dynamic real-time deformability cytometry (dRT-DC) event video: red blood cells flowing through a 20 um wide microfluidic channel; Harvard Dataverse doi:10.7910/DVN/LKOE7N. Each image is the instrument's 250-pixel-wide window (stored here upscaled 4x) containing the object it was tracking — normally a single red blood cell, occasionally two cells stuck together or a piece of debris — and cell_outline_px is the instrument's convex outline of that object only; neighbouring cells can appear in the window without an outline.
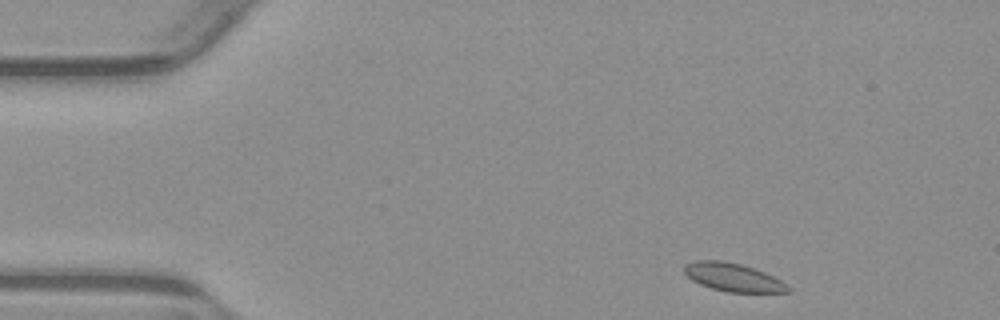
{"species": "common noctule bat (a hibernating species)", "species_latin": "Nyctalus noctula", "temperature_condition": "warm", "stored_images_in_passage": 9, "camera_frame_rate_fps": 3000, "um_per_image_px": 0.085, "animal": {"sex": "male", "body_mass_g": 23.1, "forearm_length_mm": 52.7}, "frame": {"image": 1, "passage_image": 1, "time_ms": 0.0, "image_size_px": [1000, 320], "cell_outline_px": [[792, 292], [728, 292], [712, 288], [700, 284], [692, 280], [684, 272], [684, 264], [696, 260], [720, 260], [740, 264], [764, 272], [788, 284], [792, 288]], "centroid_in_image_um": [62.32, 23.57], "position_along_channel_um": 22.7, "area_um2": 16.99}}